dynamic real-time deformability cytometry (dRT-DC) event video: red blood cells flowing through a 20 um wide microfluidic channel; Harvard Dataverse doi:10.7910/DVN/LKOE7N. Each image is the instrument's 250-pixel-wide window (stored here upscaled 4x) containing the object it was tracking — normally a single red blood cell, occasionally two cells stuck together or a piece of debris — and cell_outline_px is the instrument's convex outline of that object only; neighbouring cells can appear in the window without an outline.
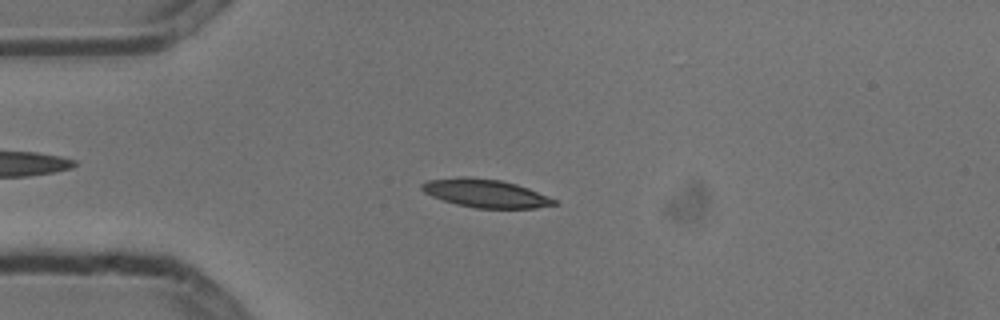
{"species": "common noctule bat (a hibernating species)", "species_latin": "Nyctalus noctula", "temperature_condition": "cold", "stored_images_in_passage": 4, "camera_frame_rate_fps": 3000, "um_per_image_px": 0.085, "animal": {"sex": "male", "body_mass_g": 13.3}, "frame": {"image": 1, "passage_image": 3, "time_ms": 0.667, "image_size_px": [1000, 320], "cell_outline_px": [[560, 204], [536, 208], [476, 208], [456, 204], [432, 196], [424, 192], [420, 188], [420, 184], [428, 180], [460, 176], [468, 176], [500, 180], [516, 184], [528, 188], [556, 200]], "centroid_in_image_um": [41.25, 16.42], "position_along_channel_um": 43.7, "area_um2": 21.79}}